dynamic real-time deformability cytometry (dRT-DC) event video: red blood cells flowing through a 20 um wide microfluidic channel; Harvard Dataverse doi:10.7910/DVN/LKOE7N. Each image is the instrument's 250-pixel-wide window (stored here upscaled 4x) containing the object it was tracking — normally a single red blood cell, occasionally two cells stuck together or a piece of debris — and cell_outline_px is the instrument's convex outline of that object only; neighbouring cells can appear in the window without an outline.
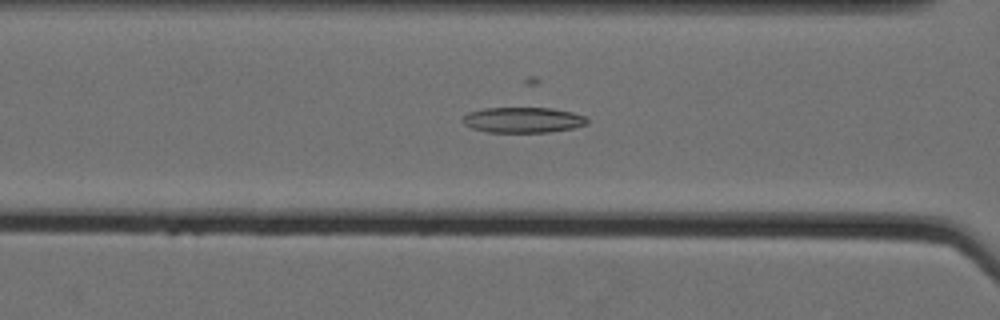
{"species": "Egyptian fruit bat (a non-hibernating species)", "species_latin": "Rousettus aegyptiacus", "temperature_condition": "cold", "stored_images_in_passage": 47, "camera_frame_rate_fps": 3000, "um_per_image_px": 0.085, "animal": {"sex": "female"}, "frame": {"image": 1, "passage_image": 15, "time_ms": 4.667, "image_size_px": [1000, 320], "cell_outline_px": [[588, 124], [576, 128], [548, 132], [488, 132], [472, 128], [464, 124], [460, 120], [468, 112], [484, 108], [552, 108], [572, 112], [584, 116], [588, 120]], "centroid_in_image_um": [44.46, 10.2], "position_along_channel_um": 122.1, "area_um2": 18.61}}
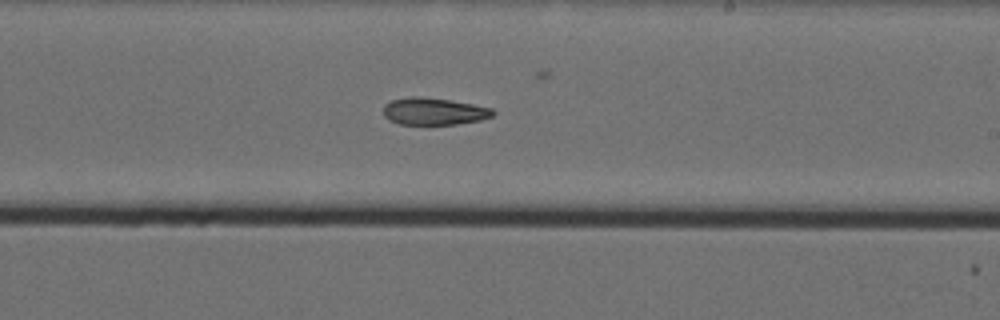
{"frame": {"image": 2, "passage_image": 26, "time_ms": 8.333, "image_size_px": [1000, 320], "cell_outline_px": [[496, 112], [492, 116], [480, 120], [456, 124], [400, 124], [388, 120], [384, 116], [384, 104], [392, 100], [412, 96], [420, 96], [448, 100], [472, 104], [492, 108]], "centroid_in_image_um": [36.87, 9.46], "position_along_channel_um": 252.1, "area_um2": 17.22}}
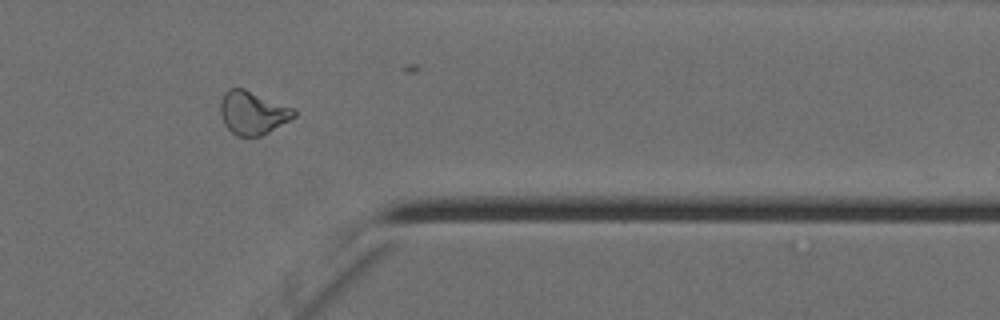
{"frame": {"image": 3, "passage_image": 38, "time_ms": 12.333, "image_size_px": [1000, 320], "cell_outline_px": [[296, 116], [268, 132], [260, 136], [236, 136], [224, 124], [220, 116], [220, 100], [224, 92], [228, 88], [244, 88], [296, 108]], "centroid_in_image_um": [21.47, 9.56], "position_along_channel_um": 389.9, "area_um2": 18.79}}